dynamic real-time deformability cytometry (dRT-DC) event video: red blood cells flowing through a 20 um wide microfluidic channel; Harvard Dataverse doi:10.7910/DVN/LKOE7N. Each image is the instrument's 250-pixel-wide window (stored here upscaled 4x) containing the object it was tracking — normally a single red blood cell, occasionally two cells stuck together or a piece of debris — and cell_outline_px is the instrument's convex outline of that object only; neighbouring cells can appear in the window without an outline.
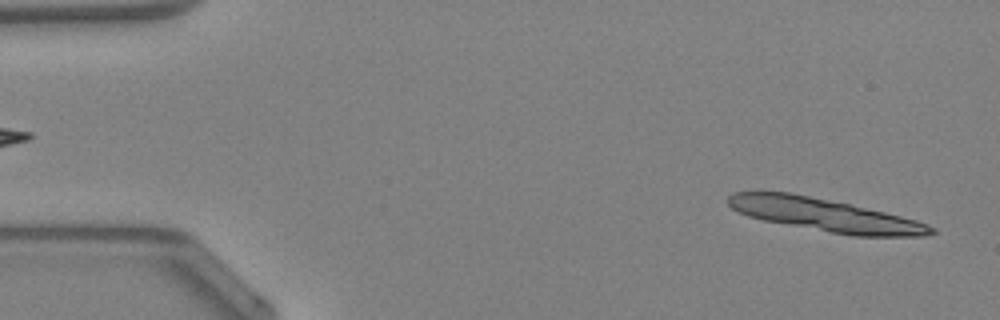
{"species": "Egyptian fruit bat (a non-hibernating species)", "species_latin": "Rousettus aegyptiacus", "temperature_condition": "warm", "stored_images_in_passage": 11, "camera_frame_rate_fps": 3000, "um_per_image_px": 0.085, "animal": {"sex": "female"}, "frame": {"image": 1, "passage_image": 1, "time_ms": 0.0, "image_size_px": [1000, 320], "cell_outline_px": [[936, 232], [924, 236], [852, 236], [764, 220], [748, 216], [732, 208], [724, 200], [732, 192], [788, 192], [848, 204], [884, 212], [916, 220], [936, 228]], "centroid_in_image_um": [70.1, 18.27], "position_along_channel_um": 14.9, "area_um2": 38.26}}